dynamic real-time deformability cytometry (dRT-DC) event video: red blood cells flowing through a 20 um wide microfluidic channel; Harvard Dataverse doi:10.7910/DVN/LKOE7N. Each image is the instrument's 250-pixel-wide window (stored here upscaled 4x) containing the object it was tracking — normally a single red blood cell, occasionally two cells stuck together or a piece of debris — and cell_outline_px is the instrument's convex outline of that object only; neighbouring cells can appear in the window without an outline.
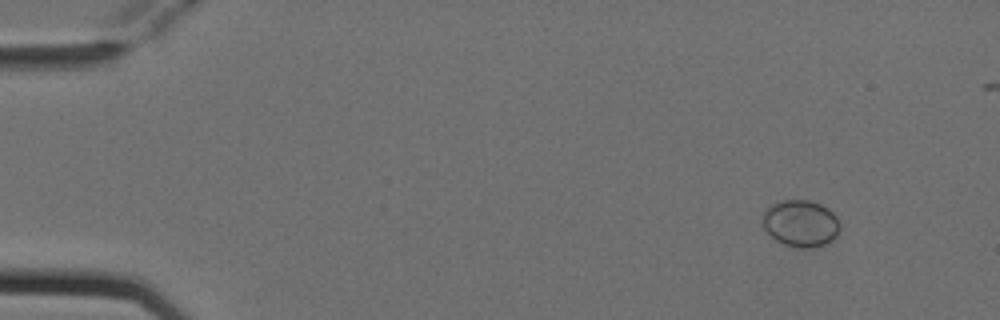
{"species": "Egyptian fruit bat (a non-hibernating species)", "species_latin": "Rousettus aegyptiacus", "temperature_condition": "cold", "stored_images_in_passage": 4, "camera_frame_rate_fps": 3000, "um_per_image_px": 0.085, "animal": {"sex": "female"}, "frame": {"image": 1, "passage_image": 1, "time_ms": 0.0, "image_size_px": [1000, 320], "cell_outline_px": [[840, 228], [836, 236], [832, 240], [824, 244], [812, 248], [800, 248], [784, 244], [776, 240], [764, 228], [764, 212], [772, 204], [784, 200], [808, 200], [820, 204], [828, 208], [836, 216], [840, 224]], "centroid_in_image_um": [68.09, 18.99], "position_along_channel_um": 16.9, "area_um2": 20.87}}
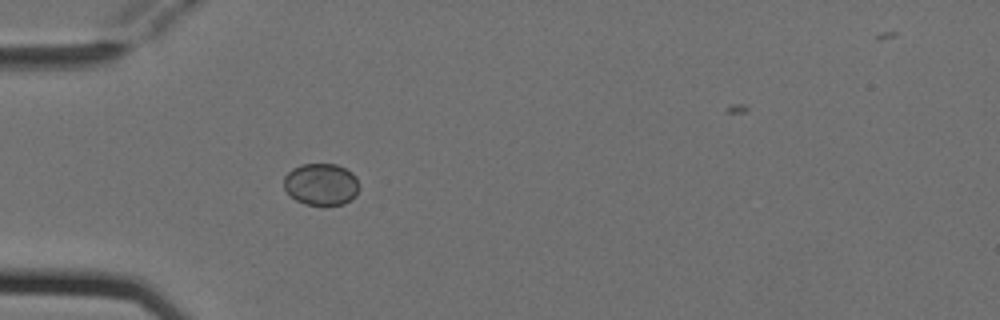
{"frame": {"image": 2, "passage_image": 4, "time_ms": 1.0, "image_size_px": [1000, 320], "cell_outline_px": [[360, 188], [356, 196], [352, 200], [344, 204], [324, 208], [304, 204], [296, 200], [284, 188], [284, 176], [292, 168], [300, 164], [336, 164], [352, 172], [356, 176], [360, 184]], "centroid_in_image_um": [27.34, 15.71], "position_along_channel_um": 57.7, "area_um2": 19.13}}